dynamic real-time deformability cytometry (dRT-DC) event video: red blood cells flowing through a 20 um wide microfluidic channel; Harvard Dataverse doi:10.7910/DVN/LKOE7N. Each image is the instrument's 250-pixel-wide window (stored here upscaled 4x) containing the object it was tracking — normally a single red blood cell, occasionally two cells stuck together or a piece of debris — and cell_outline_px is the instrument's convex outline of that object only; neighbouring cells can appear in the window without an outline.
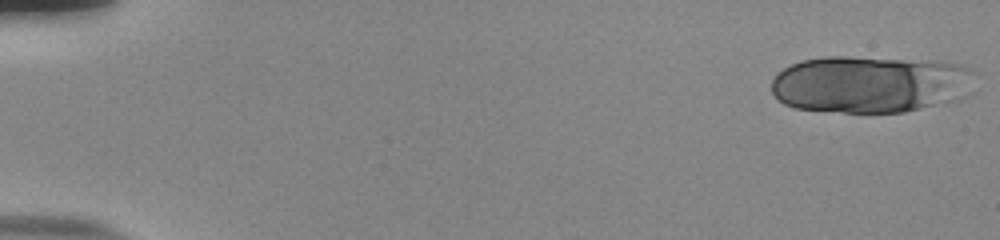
{"species": "human", "species_latin": "Homo sapiens", "temperature_condition": "room temperature", "stored_images_in_passage": 19, "camera_frame_rate_fps": 3000, "um_per_image_px": 0.085, "donor": {"sex": "male"}, "frame": {"image": 1, "passage_image": 1, "time_ms": 0.0, "image_size_px": [1000, 240], "cell_outline_px": [[976, 72], [956, 100], [904, 112], [844, 112], [796, 108], [784, 104], [772, 92], [772, 80], [784, 68], [800, 60], [824, 56], [844, 56], [960, 64]], "centroid_in_image_um": [73.86, 7.16], "position_along_channel_um": 11.1, "area_um2": 66.53}}